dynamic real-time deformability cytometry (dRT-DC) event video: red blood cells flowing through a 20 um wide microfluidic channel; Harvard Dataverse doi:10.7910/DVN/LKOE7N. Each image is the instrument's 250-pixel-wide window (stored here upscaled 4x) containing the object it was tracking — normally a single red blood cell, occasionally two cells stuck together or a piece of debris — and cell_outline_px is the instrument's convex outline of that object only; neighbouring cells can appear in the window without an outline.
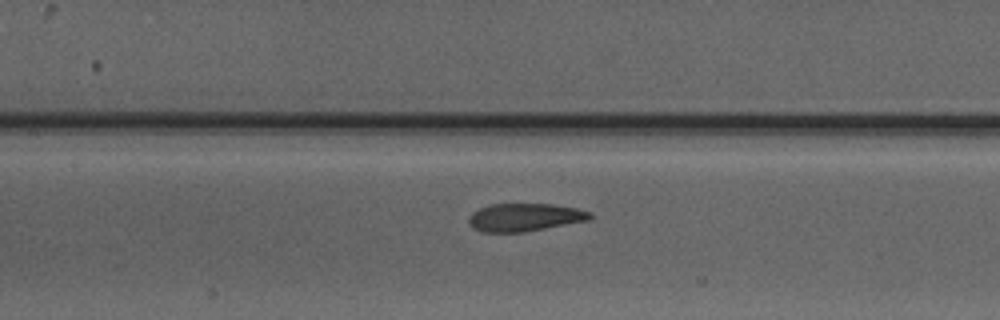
{"species": "Egyptian fruit bat (a non-hibernating species)", "species_latin": "Rousettus aegyptiacus", "temperature_condition": "warm", "stored_images_in_passage": 6, "camera_frame_rate_fps": 3000, "um_per_image_px": 0.085, "animal": {"sex": "male"}, "frame": {"image": 1, "passage_image": 6, "time_ms": 7.667, "image_size_px": [1000, 320], "cell_outline_px": [[592, 220], [524, 232], [480, 232], [472, 228], [468, 224], [468, 216], [472, 212], [488, 204], [552, 204], [576, 208], [592, 212]], "centroid_in_image_um": [44.59, 18.47], "position_along_channel_um": 162.8, "area_um2": 20.06}}